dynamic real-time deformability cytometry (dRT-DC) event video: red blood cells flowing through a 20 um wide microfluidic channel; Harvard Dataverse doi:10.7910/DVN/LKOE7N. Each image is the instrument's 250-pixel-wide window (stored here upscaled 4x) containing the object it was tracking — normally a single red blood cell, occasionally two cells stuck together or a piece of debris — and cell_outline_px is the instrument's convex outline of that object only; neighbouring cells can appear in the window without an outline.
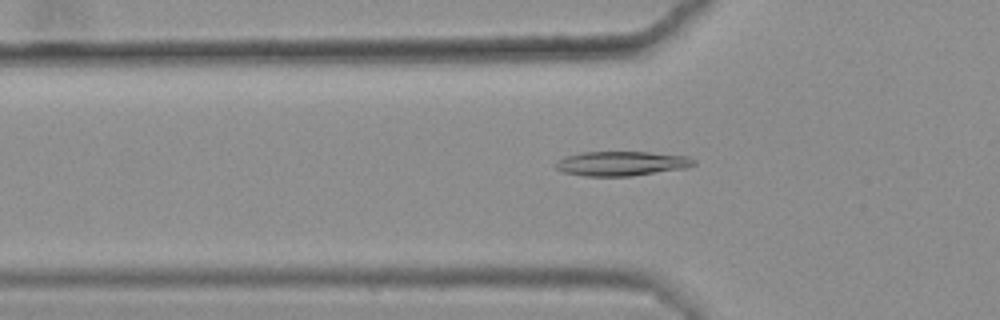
{"species": "common noctule bat (a hibernating species)", "species_latin": "Nyctalus noctula", "temperature_condition": "warm", "stored_images_in_passage": 40, "camera_frame_rate_fps": 3000, "um_per_image_px": 0.085, "animal": {"sex": "female", "body_mass_g": 25.1}, "frame": {"image": 1, "passage_image": 9, "time_ms": 2.667, "image_size_px": [1000, 320], "cell_outline_px": [[696, 164], [684, 168], [632, 176], [584, 176], [560, 172], [552, 164], [564, 156], [580, 152], [648, 152], [688, 156], [696, 160]], "centroid_in_image_um": [52.77, 13.9], "position_along_channel_um": 73.0, "area_um2": 19.94}}
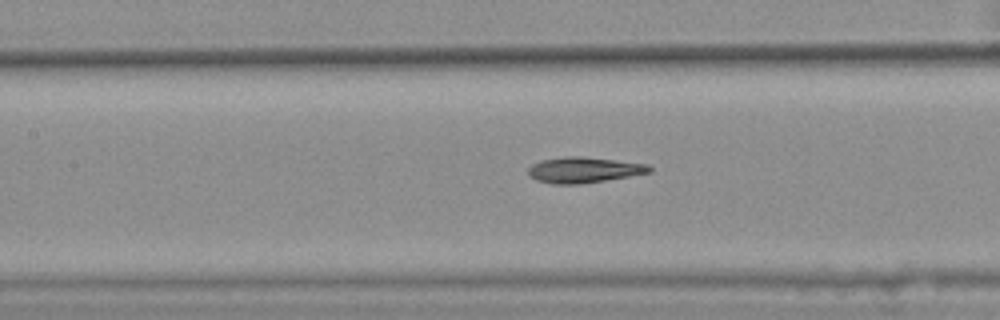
{"frame": {"image": 2, "passage_image": 16, "time_ms": 5.0, "image_size_px": [1000, 320], "cell_outline_px": [[652, 172], [604, 180], [576, 184], [552, 184], [536, 180], [528, 176], [528, 168], [532, 164], [540, 160], [564, 156], [580, 156], [648, 164], [652, 168]], "centroid_in_image_um": [49.57, 14.44], "position_along_channel_um": 157.8, "area_um2": 18.09}}
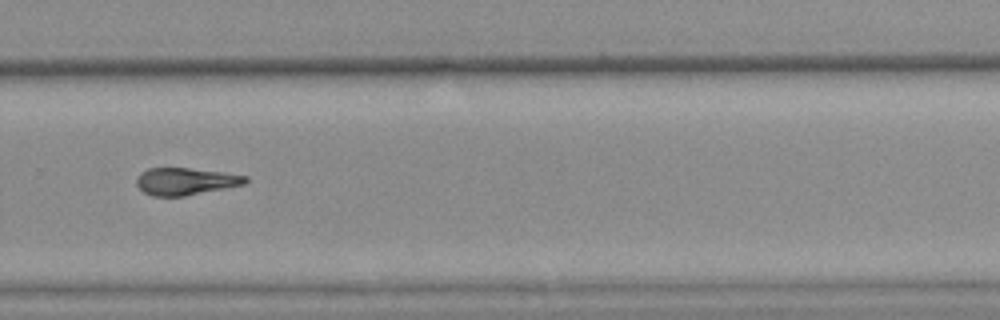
{"frame": {"image": 3, "passage_image": 29, "time_ms": 9.333, "image_size_px": [1000, 320], "cell_outline_px": [[248, 180], [244, 184], [184, 196], [152, 196], [144, 192], [136, 184], [136, 180], [140, 172], [148, 168], [188, 168], [220, 172], [248, 176]], "centroid_in_image_um": [15.73, 15.41], "position_along_channel_um": 314.1, "area_um2": 17.05}, "authors_computed_cell_mechanics": {"area_um2": 17.7735, "velocity_mm_per_s": 3.6179, "shape_relaxation_time_tau1_ms": null, "shape_relaxation_time_tau2_ms": 4.6427, "deformation_change_tau1": null, "deformation_change_tau2": 0.1203}}